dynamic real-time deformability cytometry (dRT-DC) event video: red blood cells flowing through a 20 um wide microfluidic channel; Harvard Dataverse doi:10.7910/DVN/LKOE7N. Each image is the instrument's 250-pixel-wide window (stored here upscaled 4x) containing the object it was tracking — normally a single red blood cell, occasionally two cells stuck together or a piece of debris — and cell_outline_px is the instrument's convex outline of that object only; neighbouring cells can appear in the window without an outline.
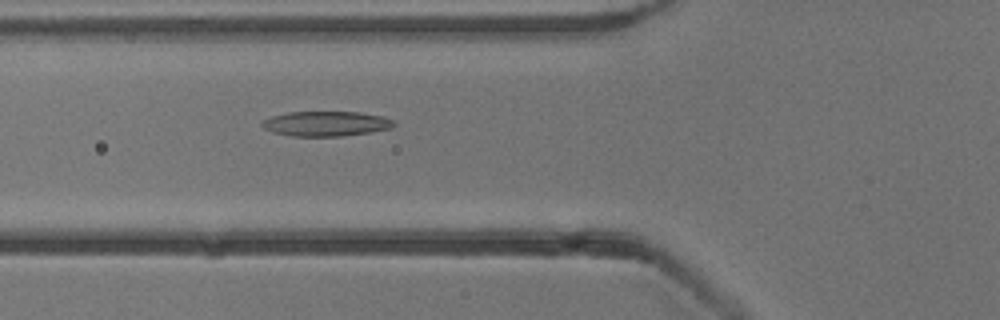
{"species": "common noctule bat (a hibernating species)", "species_latin": "Nyctalus noctula", "temperature_condition": "cold", "stored_images_in_passage": 37, "camera_frame_rate_fps": 3000, "um_per_image_px": 0.085, "animal": {"sex": "male", "body_mass_g": 13.3}, "frame": {"image": 1, "passage_image": 5, "time_ms": 1.333, "image_size_px": [1000, 320], "cell_outline_px": [[396, 124], [392, 128], [372, 132], [344, 136], [292, 136], [272, 132], [264, 128], [260, 124], [260, 120], [272, 116], [288, 112], [360, 112], [384, 116], [392, 120]], "centroid_in_image_um": [27.71, 10.51], "position_along_channel_um": 98.1, "area_um2": 19.36}}
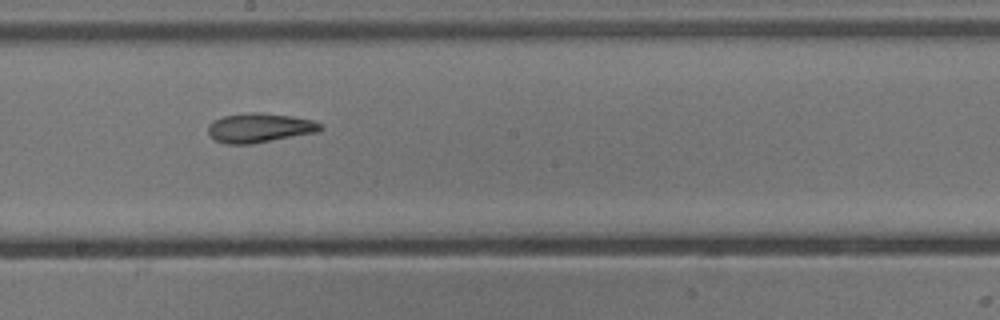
{"frame": {"image": 2, "passage_image": 15, "time_ms": 4.667, "image_size_px": [1000, 320], "cell_outline_px": [[324, 128], [320, 132], [252, 144], [224, 144], [216, 140], [208, 132], [208, 124], [212, 120], [224, 116], [248, 112], [260, 112], [292, 116], [312, 120], [320, 124]], "centroid_in_image_um": [22.08, 10.87], "position_along_channel_um": 226.1, "area_um2": 19.42}}
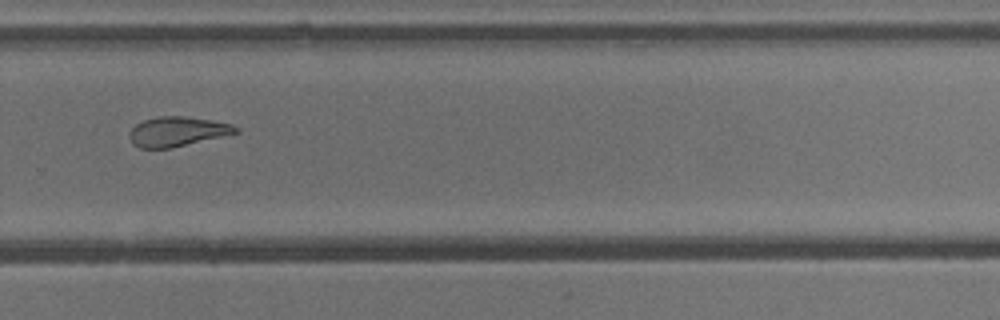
{"frame": {"image": 3, "passage_image": 22, "time_ms": 7.0, "image_size_px": [1000, 320], "cell_outline_px": [[240, 132], [172, 148], [140, 148], [132, 144], [128, 132], [136, 124], [144, 120], [160, 116], [184, 116], [232, 124], [240, 128]], "centroid_in_image_um": [15.06, 11.19], "position_along_channel_um": 314.7, "area_um2": 18.32}}